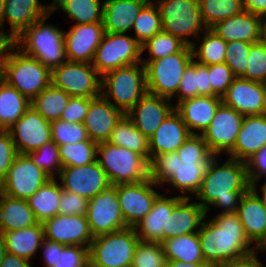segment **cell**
Wrapping results in <instances>:
<instances>
[{"mask_svg":"<svg viewBox=\"0 0 266 267\" xmlns=\"http://www.w3.org/2000/svg\"><path fill=\"white\" fill-rule=\"evenodd\" d=\"M218 157L214 156L206 166L200 189L194 196L206 214L210 206L221 208V213H236L243 195L251 188L246 162L229 157L218 165Z\"/></svg>","mask_w":266,"mask_h":267,"instance_id":"obj_1","label":"cell"},{"mask_svg":"<svg viewBox=\"0 0 266 267\" xmlns=\"http://www.w3.org/2000/svg\"><path fill=\"white\" fill-rule=\"evenodd\" d=\"M198 235L204 261L213 267L257 250L246 237L236 213H219L207 219Z\"/></svg>","mask_w":266,"mask_h":267,"instance_id":"obj_2","label":"cell"},{"mask_svg":"<svg viewBox=\"0 0 266 267\" xmlns=\"http://www.w3.org/2000/svg\"><path fill=\"white\" fill-rule=\"evenodd\" d=\"M50 14L37 20L25 29L17 38L14 45L24 54L42 62L50 70L66 61L64 30L45 24Z\"/></svg>","mask_w":266,"mask_h":267,"instance_id":"obj_3","label":"cell"},{"mask_svg":"<svg viewBox=\"0 0 266 267\" xmlns=\"http://www.w3.org/2000/svg\"><path fill=\"white\" fill-rule=\"evenodd\" d=\"M147 93L146 69L142 63L113 69L101 76V95L124 114Z\"/></svg>","mask_w":266,"mask_h":267,"instance_id":"obj_4","label":"cell"},{"mask_svg":"<svg viewBox=\"0 0 266 267\" xmlns=\"http://www.w3.org/2000/svg\"><path fill=\"white\" fill-rule=\"evenodd\" d=\"M96 160L111 185L139 183L150 178L149 161L130 149L102 142L97 145Z\"/></svg>","mask_w":266,"mask_h":267,"instance_id":"obj_5","label":"cell"},{"mask_svg":"<svg viewBox=\"0 0 266 267\" xmlns=\"http://www.w3.org/2000/svg\"><path fill=\"white\" fill-rule=\"evenodd\" d=\"M4 81L32 101L51 84V70L13 45L6 58Z\"/></svg>","mask_w":266,"mask_h":267,"instance_id":"obj_6","label":"cell"},{"mask_svg":"<svg viewBox=\"0 0 266 267\" xmlns=\"http://www.w3.org/2000/svg\"><path fill=\"white\" fill-rule=\"evenodd\" d=\"M139 241L133 227L94 237L88 249L89 267H131Z\"/></svg>","mask_w":266,"mask_h":267,"instance_id":"obj_7","label":"cell"},{"mask_svg":"<svg viewBox=\"0 0 266 267\" xmlns=\"http://www.w3.org/2000/svg\"><path fill=\"white\" fill-rule=\"evenodd\" d=\"M191 46L182 51L151 62H141L146 69L149 94L172 100L182 79L185 68L193 60Z\"/></svg>","mask_w":266,"mask_h":267,"instance_id":"obj_8","label":"cell"},{"mask_svg":"<svg viewBox=\"0 0 266 267\" xmlns=\"http://www.w3.org/2000/svg\"><path fill=\"white\" fill-rule=\"evenodd\" d=\"M160 12L162 30L181 39L191 46L192 36L200 39L202 30H206L203 23L199 0H157Z\"/></svg>","mask_w":266,"mask_h":267,"instance_id":"obj_9","label":"cell"},{"mask_svg":"<svg viewBox=\"0 0 266 267\" xmlns=\"http://www.w3.org/2000/svg\"><path fill=\"white\" fill-rule=\"evenodd\" d=\"M142 54V45L134 37L105 32L92 65L102 76L113 69L141 63Z\"/></svg>","mask_w":266,"mask_h":267,"instance_id":"obj_10","label":"cell"},{"mask_svg":"<svg viewBox=\"0 0 266 267\" xmlns=\"http://www.w3.org/2000/svg\"><path fill=\"white\" fill-rule=\"evenodd\" d=\"M51 84L72 97L101 95V75L92 63L65 61L51 70Z\"/></svg>","mask_w":266,"mask_h":267,"instance_id":"obj_11","label":"cell"},{"mask_svg":"<svg viewBox=\"0 0 266 267\" xmlns=\"http://www.w3.org/2000/svg\"><path fill=\"white\" fill-rule=\"evenodd\" d=\"M48 179L26 154H18L0 182V190L7 196L28 200Z\"/></svg>","mask_w":266,"mask_h":267,"instance_id":"obj_12","label":"cell"},{"mask_svg":"<svg viewBox=\"0 0 266 267\" xmlns=\"http://www.w3.org/2000/svg\"><path fill=\"white\" fill-rule=\"evenodd\" d=\"M86 218L94 237L128 227L121 213L115 185L89 200Z\"/></svg>","mask_w":266,"mask_h":267,"instance_id":"obj_13","label":"cell"},{"mask_svg":"<svg viewBox=\"0 0 266 267\" xmlns=\"http://www.w3.org/2000/svg\"><path fill=\"white\" fill-rule=\"evenodd\" d=\"M243 120V114L223 103L219 105L210 125L201 135L215 156L223 152L228 154L234 148Z\"/></svg>","mask_w":266,"mask_h":267,"instance_id":"obj_14","label":"cell"},{"mask_svg":"<svg viewBox=\"0 0 266 267\" xmlns=\"http://www.w3.org/2000/svg\"><path fill=\"white\" fill-rule=\"evenodd\" d=\"M149 178L139 183L116 185L122 216L128 227H133L152 209L158 193Z\"/></svg>","mask_w":266,"mask_h":267,"instance_id":"obj_15","label":"cell"},{"mask_svg":"<svg viewBox=\"0 0 266 267\" xmlns=\"http://www.w3.org/2000/svg\"><path fill=\"white\" fill-rule=\"evenodd\" d=\"M192 197H167V230H163V241L199 231L207 214L199 203H189Z\"/></svg>","mask_w":266,"mask_h":267,"instance_id":"obj_16","label":"cell"},{"mask_svg":"<svg viewBox=\"0 0 266 267\" xmlns=\"http://www.w3.org/2000/svg\"><path fill=\"white\" fill-rule=\"evenodd\" d=\"M59 179L62 189L88 200L111 186L107 174L97 160L84 166L63 167Z\"/></svg>","mask_w":266,"mask_h":267,"instance_id":"obj_17","label":"cell"},{"mask_svg":"<svg viewBox=\"0 0 266 267\" xmlns=\"http://www.w3.org/2000/svg\"><path fill=\"white\" fill-rule=\"evenodd\" d=\"M18 154H27L51 141V125L32 106L8 129Z\"/></svg>","mask_w":266,"mask_h":267,"instance_id":"obj_18","label":"cell"},{"mask_svg":"<svg viewBox=\"0 0 266 267\" xmlns=\"http://www.w3.org/2000/svg\"><path fill=\"white\" fill-rule=\"evenodd\" d=\"M45 239L63 245H79L89 249L94 236L86 215L57 214L43 223Z\"/></svg>","mask_w":266,"mask_h":267,"instance_id":"obj_19","label":"cell"},{"mask_svg":"<svg viewBox=\"0 0 266 267\" xmlns=\"http://www.w3.org/2000/svg\"><path fill=\"white\" fill-rule=\"evenodd\" d=\"M222 103L246 115L266 114L264 83L236 77L222 96Z\"/></svg>","mask_w":266,"mask_h":267,"instance_id":"obj_20","label":"cell"},{"mask_svg":"<svg viewBox=\"0 0 266 267\" xmlns=\"http://www.w3.org/2000/svg\"><path fill=\"white\" fill-rule=\"evenodd\" d=\"M104 33L103 22L72 25L64 32L66 60L92 63Z\"/></svg>","mask_w":266,"mask_h":267,"instance_id":"obj_21","label":"cell"},{"mask_svg":"<svg viewBox=\"0 0 266 267\" xmlns=\"http://www.w3.org/2000/svg\"><path fill=\"white\" fill-rule=\"evenodd\" d=\"M174 109L170 99L147 93L126 115L149 139Z\"/></svg>","mask_w":266,"mask_h":267,"instance_id":"obj_22","label":"cell"},{"mask_svg":"<svg viewBox=\"0 0 266 267\" xmlns=\"http://www.w3.org/2000/svg\"><path fill=\"white\" fill-rule=\"evenodd\" d=\"M124 113L102 95L91 98L83 122L88 138L99 144L107 142L116 123Z\"/></svg>","mask_w":266,"mask_h":267,"instance_id":"obj_23","label":"cell"},{"mask_svg":"<svg viewBox=\"0 0 266 267\" xmlns=\"http://www.w3.org/2000/svg\"><path fill=\"white\" fill-rule=\"evenodd\" d=\"M210 29L227 43L235 40L255 43L263 39L264 19L244 10Z\"/></svg>","mask_w":266,"mask_h":267,"instance_id":"obj_24","label":"cell"},{"mask_svg":"<svg viewBox=\"0 0 266 267\" xmlns=\"http://www.w3.org/2000/svg\"><path fill=\"white\" fill-rule=\"evenodd\" d=\"M222 98L212 95H200L185 99L175 106L191 134L202 135L210 125ZM198 131V132H195Z\"/></svg>","mask_w":266,"mask_h":267,"instance_id":"obj_25","label":"cell"},{"mask_svg":"<svg viewBox=\"0 0 266 267\" xmlns=\"http://www.w3.org/2000/svg\"><path fill=\"white\" fill-rule=\"evenodd\" d=\"M190 134L181 115L174 109L149 138L150 161L156 155L176 152Z\"/></svg>","mask_w":266,"mask_h":267,"instance_id":"obj_26","label":"cell"},{"mask_svg":"<svg viewBox=\"0 0 266 267\" xmlns=\"http://www.w3.org/2000/svg\"><path fill=\"white\" fill-rule=\"evenodd\" d=\"M266 144V114L246 115L230 158L246 162Z\"/></svg>","mask_w":266,"mask_h":267,"instance_id":"obj_27","label":"cell"},{"mask_svg":"<svg viewBox=\"0 0 266 267\" xmlns=\"http://www.w3.org/2000/svg\"><path fill=\"white\" fill-rule=\"evenodd\" d=\"M236 214L246 237L256 248L266 239V208L250 188L242 197Z\"/></svg>","mask_w":266,"mask_h":267,"instance_id":"obj_28","label":"cell"},{"mask_svg":"<svg viewBox=\"0 0 266 267\" xmlns=\"http://www.w3.org/2000/svg\"><path fill=\"white\" fill-rule=\"evenodd\" d=\"M147 3L146 0H104L102 22L105 32L126 34L131 31Z\"/></svg>","mask_w":266,"mask_h":267,"instance_id":"obj_29","label":"cell"},{"mask_svg":"<svg viewBox=\"0 0 266 267\" xmlns=\"http://www.w3.org/2000/svg\"><path fill=\"white\" fill-rule=\"evenodd\" d=\"M48 15L40 0H5L3 26L8 22L10 33L7 38L14 40L30 25Z\"/></svg>","mask_w":266,"mask_h":267,"instance_id":"obj_30","label":"cell"},{"mask_svg":"<svg viewBox=\"0 0 266 267\" xmlns=\"http://www.w3.org/2000/svg\"><path fill=\"white\" fill-rule=\"evenodd\" d=\"M37 223L27 200L13 198L0 192V235Z\"/></svg>","mask_w":266,"mask_h":267,"instance_id":"obj_31","label":"cell"},{"mask_svg":"<svg viewBox=\"0 0 266 267\" xmlns=\"http://www.w3.org/2000/svg\"><path fill=\"white\" fill-rule=\"evenodd\" d=\"M7 252L16 256L32 260V256L40 249L45 236L42 223L1 234Z\"/></svg>","mask_w":266,"mask_h":267,"instance_id":"obj_32","label":"cell"},{"mask_svg":"<svg viewBox=\"0 0 266 267\" xmlns=\"http://www.w3.org/2000/svg\"><path fill=\"white\" fill-rule=\"evenodd\" d=\"M140 241L163 242V230H167V196L159 194L151 211L133 226Z\"/></svg>","mask_w":266,"mask_h":267,"instance_id":"obj_33","label":"cell"},{"mask_svg":"<svg viewBox=\"0 0 266 267\" xmlns=\"http://www.w3.org/2000/svg\"><path fill=\"white\" fill-rule=\"evenodd\" d=\"M61 191V184L50 178L27 200L38 223L58 214Z\"/></svg>","mask_w":266,"mask_h":267,"instance_id":"obj_34","label":"cell"},{"mask_svg":"<svg viewBox=\"0 0 266 267\" xmlns=\"http://www.w3.org/2000/svg\"><path fill=\"white\" fill-rule=\"evenodd\" d=\"M200 95H212L209 66L201 65L194 59L185 68L176 98L177 104L185 99Z\"/></svg>","mask_w":266,"mask_h":267,"instance_id":"obj_35","label":"cell"},{"mask_svg":"<svg viewBox=\"0 0 266 267\" xmlns=\"http://www.w3.org/2000/svg\"><path fill=\"white\" fill-rule=\"evenodd\" d=\"M107 142L139 153L150 162L149 139L126 114L116 123Z\"/></svg>","mask_w":266,"mask_h":267,"instance_id":"obj_36","label":"cell"},{"mask_svg":"<svg viewBox=\"0 0 266 267\" xmlns=\"http://www.w3.org/2000/svg\"><path fill=\"white\" fill-rule=\"evenodd\" d=\"M161 244L167 261L178 260L184 263L205 262L198 232L173 237L164 240Z\"/></svg>","mask_w":266,"mask_h":267,"instance_id":"obj_37","label":"cell"},{"mask_svg":"<svg viewBox=\"0 0 266 267\" xmlns=\"http://www.w3.org/2000/svg\"><path fill=\"white\" fill-rule=\"evenodd\" d=\"M30 106L27 97L5 81L0 82V130H8Z\"/></svg>","mask_w":266,"mask_h":267,"instance_id":"obj_38","label":"cell"},{"mask_svg":"<svg viewBox=\"0 0 266 267\" xmlns=\"http://www.w3.org/2000/svg\"><path fill=\"white\" fill-rule=\"evenodd\" d=\"M208 164L209 163L184 164L179 157V167L165 184L168 183L172 189L175 187L180 193L182 192L181 197H190L191 194L194 195L199 191ZM189 193L190 195H186Z\"/></svg>","mask_w":266,"mask_h":267,"instance_id":"obj_39","label":"cell"},{"mask_svg":"<svg viewBox=\"0 0 266 267\" xmlns=\"http://www.w3.org/2000/svg\"><path fill=\"white\" fill-rule=\"evenodd\" d=\"M71 97L64 90L50 84L31 101V106L46 120H59Z\"/></svg>","mask_w":266,"mask_h":267,"instance_id":"obj_40","label":"cell"},{"mask_svg":"<svg viewBox=\"0 0 266 267\" xmlns=\"http://www.w3.org/2000/svg\"><path fill=\"white\" fill-rule=\"evenodd\" d=\"M202 35L199 48L196 43L191 45L193 58L198 57L194 61L205 66L225 63L227 42L210 28H207Z\"/></svg>","mask_w":266,"mask_h":267,"instance_id":"obj_41","label":"cell"},{"mask_svg":"<svg viewBox=\"0 0 266 267\" xmlns=\"http://www.w3.org/2000/svg\"><path fill=\"white\" fill-rule=\"evenodd\" d=\"M199 6L206 28L244 11L243 0H199Z\"/></svg>","mask_w":266,"mask_h":267,"instance_id":"obj_42","label":"cell"},{"mask_svg":"<svg viewBox=\"0 0 266 267\" xmlns=\"http://www.w3.org/2000/svg\"><path fill=\"white\" fill-rule=\"evenodd\" d=\"M97 143L89 138L85 141L59 146V157L63 167L84 166L97 158Z\"/></svg>","mask_w":266,"mask_h":267,"instance_id":"obj_43","label":"cell"},{"mask_svg":"<svg viewBox=\"0 0 266 267\" xmlns=\"http://www.w3.org/2000/svg\"><path fill=\"white\" fill-rule=\"evenodd\" d=\"M134 38L143 45L154 35L162 31L160 12L154 2H148L135 19L132 30Z\"/></svg>","mask_w":266,"mask_h":267,"instance_id":"obj_44","label":"cell"},{"mask_svg":"<svg viewBox=\"0 0 266 267\" xmlns=\"http://www.w3.org/2000/svg\"><path fill=\"white\" fill-rule=\"evenodd\" d=\"M76 24L102 22L103 3L101 0H68L60 8Z\"/></svg>","mask_w":266,"mask_h":267,"instance_id":"obj_45","label":"cell"},{"mask_svg":"<svg viewBox=\"0 0 266 267\" xmlns=\"http://www.w3.org/2000/svg\"><path fill=\"white\" fill-rule=\"evenodd\" d=\"M186 46L187 44L181 39L162 30L142 45V53L148 50L150 56L147 59L142 58V62H151L164 58L182 51Z\"/></svg>","mask_w":266,"mask_h":267,"instance_id":"obj_46","label":"cell"},{"mask_svg":"<svg viewBox=\"0 0 266 267\" xmlns=\"http://www.w3.org/2000/svg\"><path fill=\"white\" fill-rule=\"evenodd\" d=\"M26 155L50 178H56L55 175H59L63 168L59 157V146L52 140Z\"/></svg>","mask_w":266,"mask_h":267,"instance_id":"obj_47","label":"cell"},{"mask_svg":"<svg viewBox=\"0 0 266 267\" xmlns=\"http://www.w3.org/2000/svg\"><path fill=\"white\" fill-rule=\"evenodd\" d=\"M176 152L184 164L209 163L215 156L201 134H190Z\"/></svg>","mask_w":266,"mask_h":267,"instance_id":"obj_48","label":"cell"},{"mask_svg":"<svg viewBox=\"0 0 266 267\" xmlns=\"http://www.w3.org/2000/svg\"><path fill=\"white\" fill-rule=\"evenodd\" d=\"M166 262L161 243L139 241L131 267H166Z\"/></svg>","mask_w":266,"mask_h":267,"instance_id":"obj_49","label":"cell"},{"mask_svg":"<svg viewBox=\"0 0 266 267\" xmlns=\"http://www.w3.org/2000/svg\"><path fill=\"white\" fill-rule=\"evenodd\" d=\"M51 140L58 146L74 144L88 139L86 128L83 123H71L62 120L50 121Z\"/></svg>","mask_w":266,"mask_h":267,"instance_id":"obj_50","label":"cell"},{"mask_svg":"<svg viewBox=\"0 0 266 267\" xmlns=\"http://www.w3.org/2000/svg\"><path fill=\"white\" fill-rule=\"evenodd\" d=\"M150 179L159 187L176 172L179 167L177 152L156 155L150 162Z\"/></svg>","mask_w":266,"mask_h":267,"instance_id":"obj_51","label":"cell"},{"mask_svg":"<svg viewBox=\"0 0 266 267\" xmlns=\"http://www.w3.org/2000/svg\"><path fill=\"white\" fill-rule=\"evenodd\" d=\"M251 43L235 40L227 43L225 63L235 77L246 79V67Z\"/></svg>","mask_w":266,"mask_h":267,"instance_id":"obj_52","label":"cell"},{"mask_svg":"<svg viewBox=\"0 0 266 267\" xmlns=\"http://www.w3.org/2000/svg\"><path fill=\"white\" fill-rule=\"evenodd\" d=\"M246 79L264 83L266 80V42L251 43L249 50Z\"/></svg>","mask_w":266,"mask_h":267,"instance_id":"obj_53","label":"cell"},{"mask_svg":"<svg viewBox=\"0 0 266 267\" xmlns=\"http://www.w3.org/2000/svg\"><path fill=\"white\" fill-rule=\"evenodd\" d=\"M54 267H89L88 248L57 243V258Z\"/></svg>","mask_w":266,"mask_h":267,"instance_id":"obj_54","label":"cell"},{"mask_svg":"<svg viewBox=\"0 0 266 267\" xmlns=\"http://www.w3.org/2000/svg\"><path fill=\"white\" fill-rule=\"evenodd\" d=\"M209 77L212 86V96H222L236 78L226 63L209 66Z\"/></svg>","mask_w":266,"mask_h":267,"instance_id":"obj_55","label":"cell"},{"mask_svg":"<svg viewBox=\"0 0 266 267\" xmlns=\"http://www.w3.org/2000/svg\"><path fill=\"white\" fill-rule=\"evenodd\" d=\"M88 203V199L77 195L74 192H69L62 189L58 214L86 215L88 210Z\"/></svg>","mask_w":266,"mask_h":267,"instance_id":"obj_56","label":"cell"},{"mask_svg":"<svg viewBox=\"0 0 266 267\" xmlns=\"http://www.w3.org/2000/svg\"><path fill=\"white\" fill-rule=\"evenodd\" d=\"M18 155L8 130H0V182L6 177L9 168Z\"/></svg>","mask_w":266,"mask_h":267,"instance_id":"obj_57","label":"cell"},{"mask_svg":"<svg viewBox=\"0 0 266 267\" xmlns=\"http://www.w3.org/2000/svg\"><path fill=\"white\" fill-rule=\"evenodd\" d=\"M88 97H71L62 112L60 120L71 123H83L89 108Z\"/></svg>","mask_w":266,"mask_h":267,"instance_id":"obj_58","label":"cell"},{"mask_svg":"<svg viewBox=\"0 0 266 267\" xmlns=\"http://www.w3.org/2000/svg\"><path fill=\"white\" fill-rule=\"evenodd\" d=\"M246 166L250 185H258L266 177V144L246 161Z\"/></svg>","mask_w":266,"mask_h":267,"instance_id":"obj_59","label":"cell"},{"mask_svg":"<svg viewBox=\"0 0 266 267\" xmlns=\"http://www.w3.org/2000/svg\"><path fill=\"white\" fill-rule=\"evenodd\" d=\"M257 252L258 250L244 257L219 264L216 267H264L257 258Z\"/></svg>","mask_w":266,"mask_h":267,"instance_id":"obj_60","label":"cell"},{"mask_svg":"<svg viewBox=\"0 0 266 267\" xmlns=\"http://www.w3.org/2000/svg\"><path fill=\"white\" fill-rule=\"evenodd\" d=\"M42 260H44L45 267H54L57 258V243L44 239L42 245Z\"/></svg>","mask_w":266,"mask_h":267,"instance_id":"obj_61","label":"cell"},{"mask_svg":"<svg viewBox=\"0 0 266 267\" xmlns=\"http://www.w3.org/2000/svg\"><path fill=\"white\" fill-rule=\"evenodd\" d=\"M243 9L263 19L266 18V0H243Z\"/></svg>","mask_w":266,"mask_h":267,"instance_id":"obj_62","label":"cell"},{"mask_svg":"<svg viewBox=\"0 0 266 267\" xmlns=\"http://www.w3.org/2000/svg\"><path fill=\"white\" fill-rule=\"evenodd\" d=\"M14 40L0 36V82L4 81L5 62Z\"/></svg>","mask_w":266,"mask_h":267,"instance_id":"obj_63","label":"cell"},{"mask_svg":"<svg viewBox=\"0 0 266 267\" xmlns=\"http://www.w3.org/2000/svg\"><path fill=\"white\" fill-rule=\"evenodd\" d=\"M30 261L31 260L7 253L0 267H32Z\"/></svg>","mask_w":266,"mask_h":267,"instance_id":"obj_64","label":"cell"},{"mask_svg":"<svg viewBox=\"0 0 266 267\" xmlns=\"http://www.w3.org/2000/svg\"><path fill=\"white\" fill-rule=\"evenodd\" d=\"M166 267H213V266L206 262L184 263V262L175 260V261H167Z\"/></svg>","mask_w":266,"mask_h":267,"instance_id":"obj_65","label":"cell"},{"mask_svg":"<svg viewBox=\"0 0 266 267\" xmlns=\"http://www.w3.org/2000/svg\"><path fill=\"white\" fill-rule=\"evenodd\" d=\"M67 1L68 0H52V3L45 5L47 13L51 15L53 12L57 11Z\"/></svg>","mask_w":266,"mask_h":267,"instance_id":"obj_66","label":"cell"},{"mask_svg":"<svg viewBox=\"0 0 266 267\" xmlns=\"http://www.w3.org/2000/svg\"><path fill=\"white\" fill-rule=\"evenodd\" d=\"M4 11H5V0H0V36L7 38V34L4 32L5 30L3 27Z\"/></svg>","mask_w":266,"mask_h":267,"instance_id":"obj_67","label":"cell"},{"mask_svg":"<svg viewBox=\"0 0 266 267\" xmlns=\"http://www.w3.org/2000/svg\"><path fill=\"white\" fill-rule=\"evenodd\" d=\"M257 185H251V189L258 195V197L260 198V200L262 201V204L264 205V207L266 208V181H265V183L261 186V191H262V193L261 194H263L262 196H260L259 194H258V190H257Z\"/></svg>","mask_w":266,"mask_h":267,"instance_id":"obj_68","label":"cell"},{"mask_svg":"<svg viewBox=\"0 0 266 267\" xmlns=\"http://www.w3.org/2000/svg\"><path fill=\"white\" fill-rule=\"evenodd\" d=\"M7 249H6V246H5V242L3 240V238L1 237L0 235V265L4 259V257L6 256L7 254Z\"/></svg>","mask_w":266,"mask_h":267,"instance_id":"obj_69","label":"cell"},{"mask_svg":"<svg viewBox=\"0 0 266 267\" xmlns=\"http://www.w3.org/2000/svg\"><path fill=\"white\" fill-rule=\"evenodd\" d=\"M257 250L260 251H266V239L257 247Z\"/></svg>","mask_w":266,"mask_h":267,"instance_id":"obj_70","label":"cell"},{"mask_svg":"<svg viewBox=\"0 0 266 267\" xmlns=\"http://www.w3.org/2000/svg\"><path fill=\"white\" fill-rule=\"evenodd\" d=\"M263 40L266 42V18L264 19Z\"/></svg>","mask_w":266,"mask_h":267,"instance_id":"obj_71","label":"cell"}]
</instances>
